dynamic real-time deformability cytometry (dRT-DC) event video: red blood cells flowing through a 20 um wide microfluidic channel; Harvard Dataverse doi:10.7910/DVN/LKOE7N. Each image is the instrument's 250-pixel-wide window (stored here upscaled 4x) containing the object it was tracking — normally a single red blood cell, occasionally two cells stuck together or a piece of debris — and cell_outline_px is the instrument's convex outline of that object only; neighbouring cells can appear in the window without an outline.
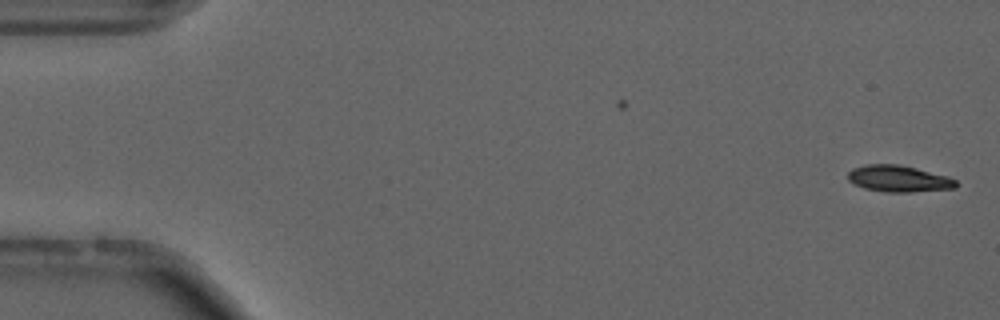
{"species": "common noctule bat (a hibernating species)", "species_latin": "Nyctalus noctula", "temperature_condition": "cold", "stored_images_in_passage": 9, "camera_frame_rate_fps": 3000, "um_per_image_px": 0.085, "animal": {"sex": "male", "forearm_length_mm": 52.5}, "frame": {"image": 1, "passage_image": 1, "time_ms": 0.0, "image_size_px": [1000, 320], "cell_outline_px": [[956, 188], [912, 192], [888, 192], [864, 188], [848, 180], [848, 172], [852, 168], [864, 164], [896, 164], [916, 168], [948, 176], [956, 180]], "centroid_in_image_um": [76.38, 15.18], "position_along_channel_um": 8.6, "area_um2": 16.65}}